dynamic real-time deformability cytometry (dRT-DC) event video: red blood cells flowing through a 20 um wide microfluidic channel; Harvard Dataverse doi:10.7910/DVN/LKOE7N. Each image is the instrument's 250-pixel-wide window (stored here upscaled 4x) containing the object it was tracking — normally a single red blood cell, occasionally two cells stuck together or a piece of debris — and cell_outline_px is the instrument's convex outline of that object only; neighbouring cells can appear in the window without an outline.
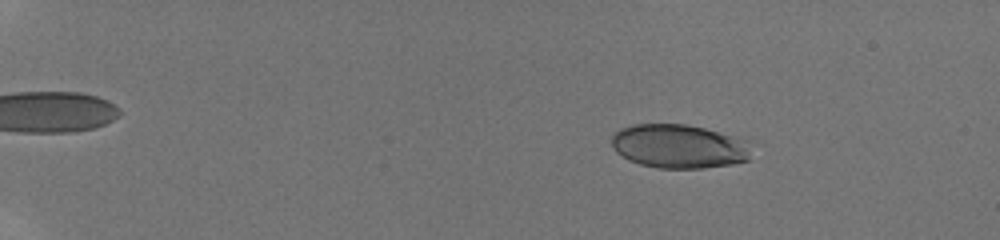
{"species": "human", "species_latin": "Homo sapiens", "temperature_condition": "room temperature", "stored_images_in_passage": 45, "camera_frame_rate_fps": 3000, "um_per_image_px": 0.085, "donor": {"sex": "male"}, "frame": {"image": 1, "passage_image": 9, "time_ms": 2.667, "image_size_px": [1000, 240], "cell_outline_px": [[748, 160], [732, 164], [704, 168], [656, 168], [640, 164], [628, 160], [616, 152], [612, 148], [612, 136], [620, 128], [632, 124], [684, 124], [704, 128], [732, 136], [744, 140], [748, 152]], "centroid_in_image_um": [57.62, 12.44], "position_along_channel_um": 27.4, "area_um2": 35.43}}
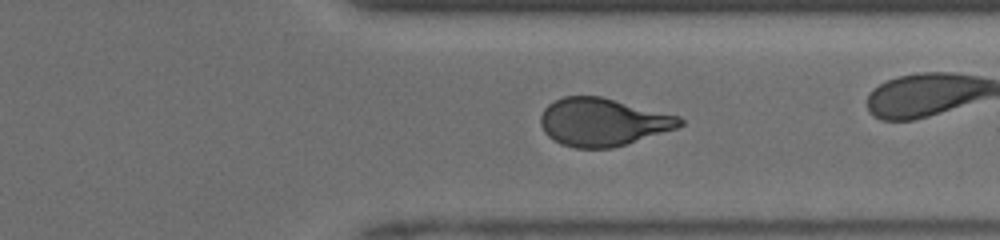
{"frame": {"image": 2, "passage_image": 42, "time_ms": 13.667, "image_size_px": [1000, 240], "cell_outline_px": [[684, 124], [676, 128], [612, 148], [576, 148], [560, 144], [552, 140], [544, 132], [540, 124], [540, 116], [544, 108], [548, 104], [564, 96], [600, 96], [680, 116], [684, 120]], "centroid_in_image_um": [51.2, 10.37], "position_along_channel_um": 360.2, "area_um2": 38.73}}